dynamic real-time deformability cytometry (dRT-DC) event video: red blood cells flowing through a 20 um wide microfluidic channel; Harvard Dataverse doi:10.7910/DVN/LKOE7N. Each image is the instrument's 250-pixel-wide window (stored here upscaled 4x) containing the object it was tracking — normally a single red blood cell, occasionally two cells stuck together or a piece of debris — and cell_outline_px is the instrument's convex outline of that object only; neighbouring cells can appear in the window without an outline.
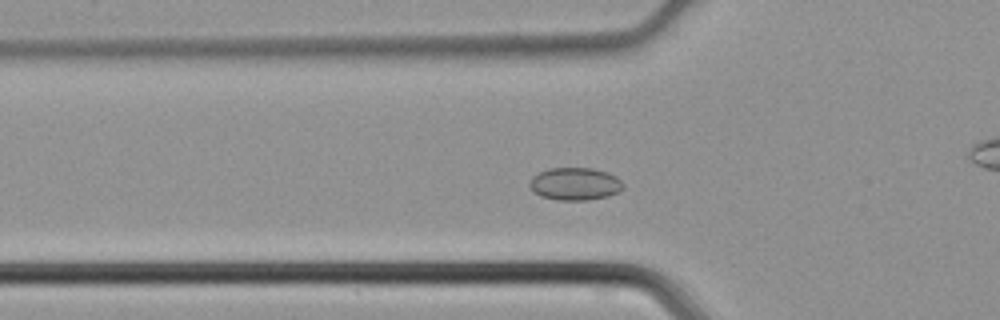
{"species": "common noctule bat (a hibernating species)", "species_latin": "Nyctalus noctula", "temperature_condition": "cold", "stored_images_in_passage": 36, "camera_frame_rate_fps": 3000, "um_per_image_px": 0.085, "animal": {"sex": "male", "body_mass_g": 21.5, "forearm_length_mm": 52.0}, "frame": {"image": 1, "passage_image": 5, "time_ms": 1.333, "image_size_px": [1000, 320], "cell_outline_px": [[624, 188], [620, 192], [608, 196], [588, 200], [556, 200], [540, 196], [532, 192], [528, 184], [532, 176], [548, 168], [592, 168], [608, 172], [616, 176], [624, 184]], "centroid_in_image_um": [48.87, 15.63], "position_along_channel_um": 76.9, "area_um2": 18.09}}
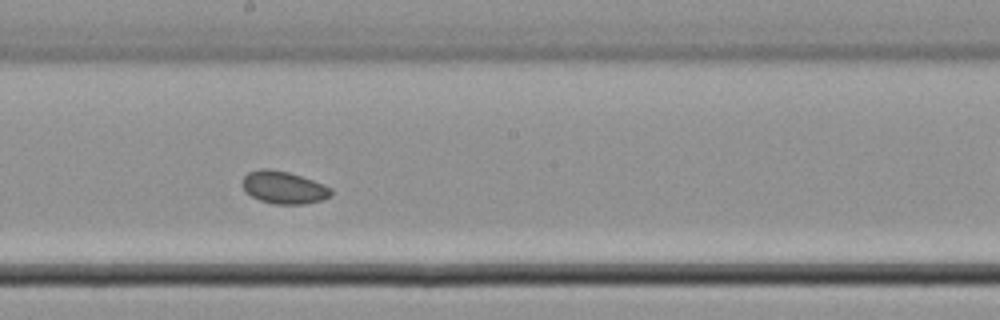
{"frame": {"image": 2, "passage_image": 15, "time_ms": 4.667, "image_size_px": [1000, 320], "cell_outline_px": [[332, 196], [324, 200], [304, 204], [272, 204], [260, 200], [244, 192], [244, 176], [248, 172], [264, 168], [268, 168], [288, 172], [312, 180], [332, 188]], "centroid_in_image_um": [24.14, 15.95], "position_along_channel_um": 224.1, "area_um2": 16.76}}
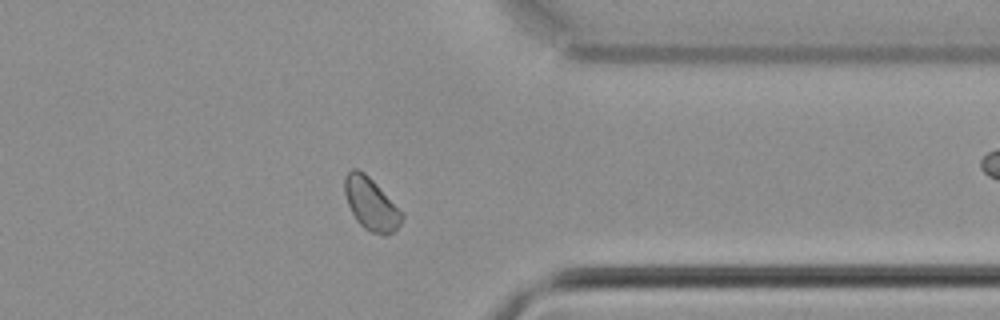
{"frame": {"image": 3, "passage_image": 26, "time_ms": 8.333, "image_size_px": [1000, 320], "cell_outline_px": [[404, 216], [400, 224], [392, 232], [384, 236], [372, 232], [364, 228], [356, 220], [348, 204], [344, 192], [344, 176], [352, 168], [356, 168], [364, 172], [376, 184]], "centroid_in_image_um": [31.49, 17.33], "position_along_channel_um": 379.9, "area_um2": 17.05}}